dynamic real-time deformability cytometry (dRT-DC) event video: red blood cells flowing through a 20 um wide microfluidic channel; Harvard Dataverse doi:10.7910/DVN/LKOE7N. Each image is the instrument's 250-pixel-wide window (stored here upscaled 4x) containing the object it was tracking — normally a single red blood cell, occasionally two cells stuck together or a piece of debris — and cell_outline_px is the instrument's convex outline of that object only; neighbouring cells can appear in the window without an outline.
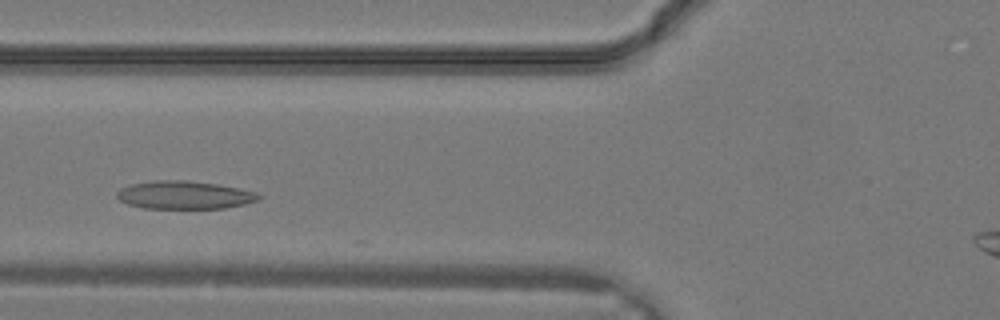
{"species": "common noctule bat (a hibernating species)", "species_latin": "Nyctalus noctula", "temperature_condition": "warm", "stored_images_in_passage": 9, "camera_frame_rate_fps": 3000, "um_per_image_px": 0.085, "animal": {"sex": "male", "body_mass_g": 19.2, "forearm_length_mm": 51.8}, "frame": {"image": 1, "passage_image": 6, "time_ms": 1.667, "image_size_px": [1000, 320], "cell_outline_px": [[264, 196], [260, 200], [244, 204], [224, 208], [144, 208], [128, 204], [120, 200], [116, 196], [116, 192], [120, 188], [132, 184], [152, 180], [184, 180], [216, 184], [256, 192]], "centroid_in_image_um": [15.67, 16.57], "position_along_channel_um": 110.1, "area_um2": 23.12}}
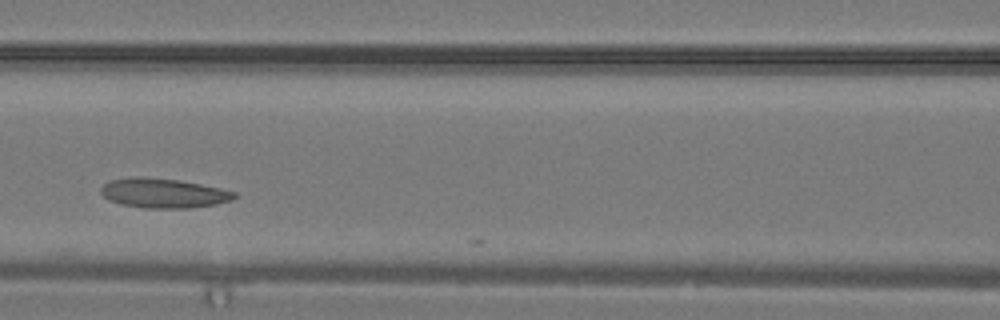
{"frame": {"image": 2, "passage_image": 8, "time_ms": 2.333, "image_size_px": [1000, 320], "cell_outline_px": [[236, 196], [232, 200], [216, 204], [188, 208], [144, 208], [120, 204], [108, 200], [100, 192], [100, 188], [108, 180], [136, 176], [144, 176], [176, 180], [200, 184], [220, 188], [236, 192]], "centroid_in_image_um": [13.85, 16.41], "position_along_channel_um": 152.8, "area_um2": 23.06}}